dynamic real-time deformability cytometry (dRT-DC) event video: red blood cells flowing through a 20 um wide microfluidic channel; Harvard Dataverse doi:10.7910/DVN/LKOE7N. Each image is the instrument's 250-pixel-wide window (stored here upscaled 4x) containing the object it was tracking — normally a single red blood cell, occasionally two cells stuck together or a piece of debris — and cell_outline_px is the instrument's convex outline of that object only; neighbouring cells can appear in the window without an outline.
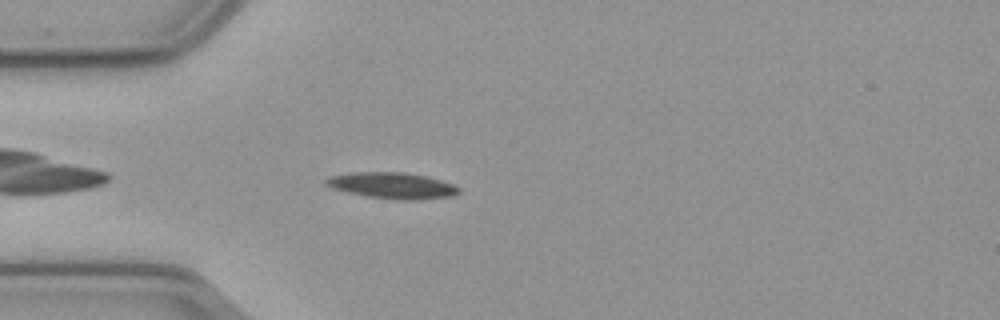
{"species": "common noctule bat (a hibernating species)", "species_latin": "Nyctalus noctula", "temperature_condition": "cold", "stored_images_in_passage": 46, "camera_frame_rate_fps": 3000, "um_per_image_px": 0.085, "animal": {"sex": "male", "body_mass_g": 23.1, "forearm_length_mm": 52.7}, "frame": {"image": 1, "passage_image": 5, "time_ms": 1.333, "image_size_px": [1000, 320], "cell_outline_px": [[460, 192], [452, 196], [420, 200], [396, 200], [368, 196], [348, 192], [332, 188], [324, 184], [324, 180], [332, 176], [352, 172], [404, 172], [424, 176], [440, 180], [452, 184], [460, 188]], "centroid_in_image_um": [33.35, 15.78], "position_along_channel_um": 51.7, "area_um2": 20.17}}
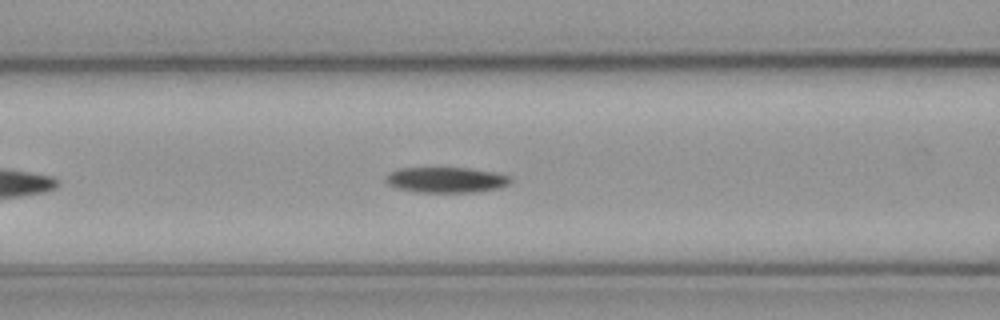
{"frame": {"image": 2, "passage_image": 12, "time_ms": 3.667, "image_size_px": [1000, 320], "cell_outline_px": [[512, 180], [508, 184], [500, 188], [476, 192], [416, 192], [396, 188], [388, 184], [384, 180], [384, 176], [388, 172], [400, 168], [468, 168], [492, 172], [512, 176]], "centroid_in_image_um": [37.89, 15.29], "position_along_channel_um": 128.7, "area_um2": 18.73}}
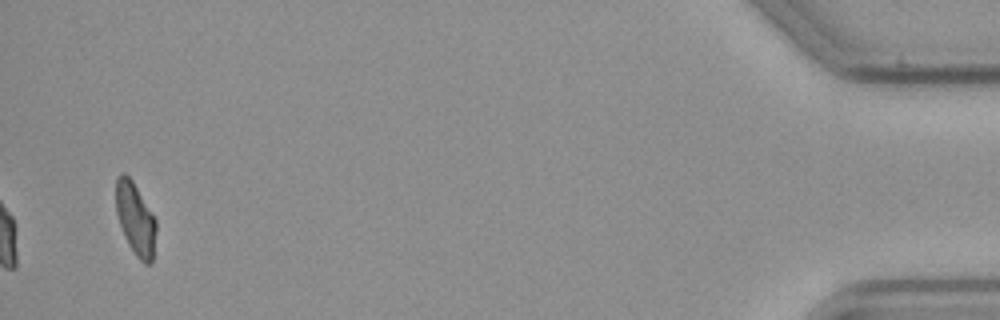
{"frame": {"image": 3, "passage_image": 44, "time_ms": 14.333, "image_size_px": [1000, 320], "cell_outline_px": [[156, 232], [152, 264], [144, 264], [136, 256], [128, 244], [124, 236], [116, 212], [116, 176], [120, 172], [124, 172], [132, 180], [156, 220]], "centroid_in_image_um": [11.51, 18.61], "position_along_channel_um": 423.7, "area_um2": 16.94}, "authors_computed_cell_mechanics": {"area_um2": 18.7272, "velocity_mm_per_s": 3.626, "shape_relaxation_time_tau1_ms": 7.5757, "shape_relaxation_time_tau2_ms": null, "deformation_change_tau1": 0.1747, "deformation_change_tau2": null}}